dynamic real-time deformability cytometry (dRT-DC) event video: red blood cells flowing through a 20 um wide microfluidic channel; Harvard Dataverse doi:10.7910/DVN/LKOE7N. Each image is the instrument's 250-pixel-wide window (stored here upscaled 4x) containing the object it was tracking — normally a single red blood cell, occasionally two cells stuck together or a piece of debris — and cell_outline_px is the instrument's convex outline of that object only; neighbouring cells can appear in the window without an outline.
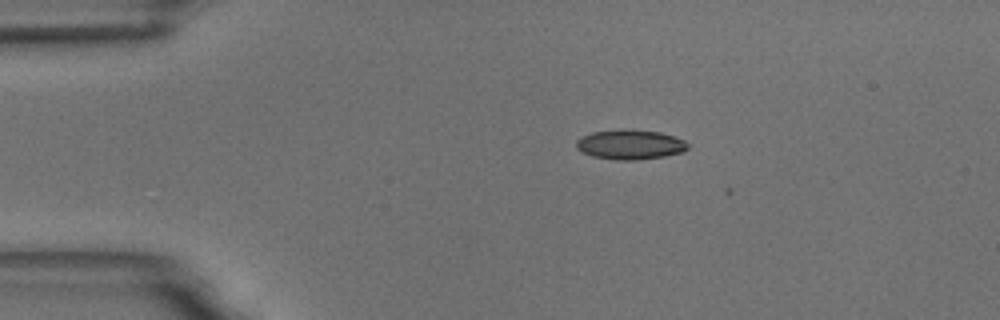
{"species": "common noctule bat (a hibernating species)", "species_latin": "Nyctalus noctula", "temperature_condition": "room temperature", "stored_images_in_passage": 2, "camera_frame_rate_fps": 3000, "um_per_image_px": 0.085, "animal": {"sex": "male", "body_mass_g": 18.8}, "frame": {"image": 1, "passage_image": 1, "time_ms": 0.0, "image_size_px": [1000, 320], "cell_outline_px": [[688, 148], [684, 152], [664, 156], [636, 160], [620, 160], [592, 156], [576, 148], [576, 140], [580, 136], [592, 132], [624, 128], [660, 132], [684, 140], [688, 144]], "centroid_in_image_um": [53.55, 12.27], "position_along_channel_um": 31.5, "area_um2": 19.42}}